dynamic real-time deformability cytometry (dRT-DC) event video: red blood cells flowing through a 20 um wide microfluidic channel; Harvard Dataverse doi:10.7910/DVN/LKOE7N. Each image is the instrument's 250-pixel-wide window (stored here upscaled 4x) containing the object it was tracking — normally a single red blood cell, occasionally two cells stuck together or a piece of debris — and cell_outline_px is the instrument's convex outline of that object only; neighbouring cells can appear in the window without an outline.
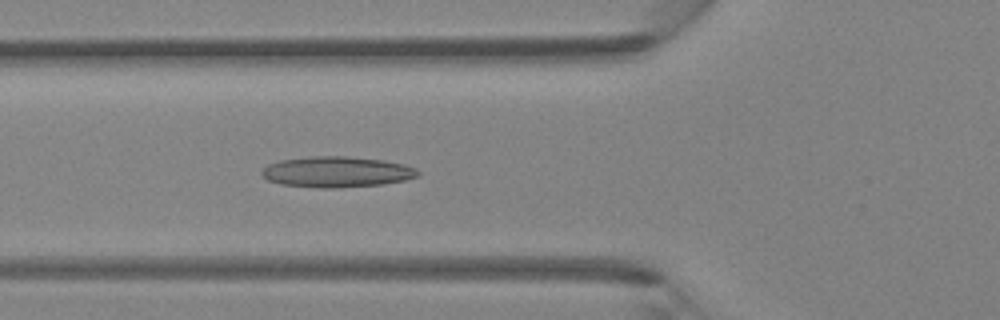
{"species": "Egyptian fruit bat (a non-hibernating species)", "species_latin": "Rousettus aegyptiacus", "temperature_condition": "room temperature", "stored_images_in_passage": 35, "camera_frame_rate_fps": 3000, "um_per_image_px": 0.085, "animal": {"sex": "female"}, "frame": {"image": 1, "passage_image": 6, "time_ms": 1.667, "image_size_px": [1000, 320], "cell_outline_px": [[420, 176], [404, 180], [380, 184], [336, 188], [320, 188], [280, 184], [268, 180], [260, 176], [260, 172], [268, 164], [280, 160], [308, 156], [348, 156], [380, 160], [404, 164], [416, 168], [420, 172]], "centroid_in_image_um": [28.59, 14.61], "position_along_channel_um": 97.2, "area_um2": 28.09}}
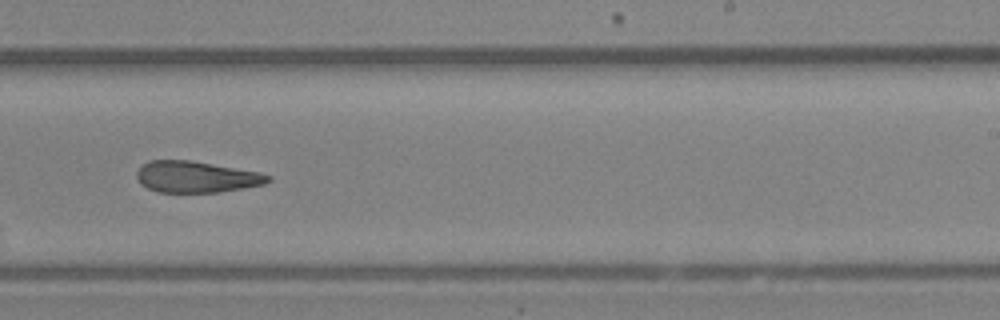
{"frame": {"image": 2, "passage_image": 18, "time_ms": 5.667, "image_size_px": [1000, 320], "cell_outline_px": [[272, 180], [264, 184], [244, 188], [220, 192], [160, 192], [148, 188], [140, 184], [136, 176], [136, 172], [148, 160], [192, 160], [260, 172], [272, 176]], "centroid_in_image_um": [16.7, 15.03], "position_along_channel_um": 272.3, "area_um2": 24.1}}
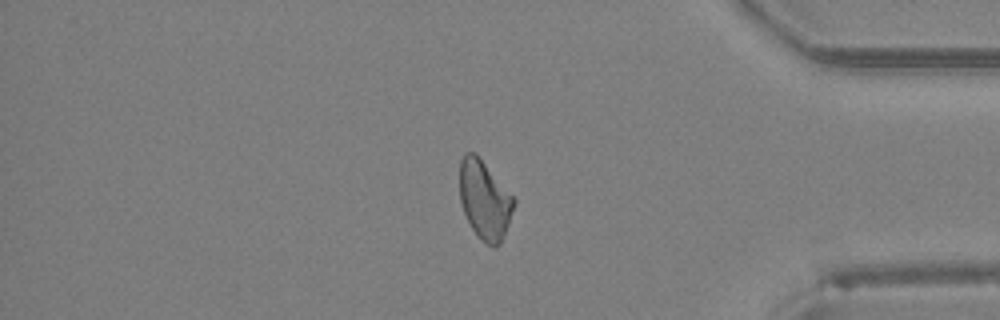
{"frame": {"image": 3, "passage_image": 28, "time_ms": 9.0, "image_size_px": [1000, 320], "cell_outline_px": [[516, 200], [508, 224], [500, 244], [496, 248], [492, 248], [480, 240], [472, 228], [464, 212], [460, 200], [460, 160], [464, 152], [476, 152]], "centroid_in_image_um": [41.18, 16.99], "position_along_channel_um": 394.0, "area_um2": 24.85}}